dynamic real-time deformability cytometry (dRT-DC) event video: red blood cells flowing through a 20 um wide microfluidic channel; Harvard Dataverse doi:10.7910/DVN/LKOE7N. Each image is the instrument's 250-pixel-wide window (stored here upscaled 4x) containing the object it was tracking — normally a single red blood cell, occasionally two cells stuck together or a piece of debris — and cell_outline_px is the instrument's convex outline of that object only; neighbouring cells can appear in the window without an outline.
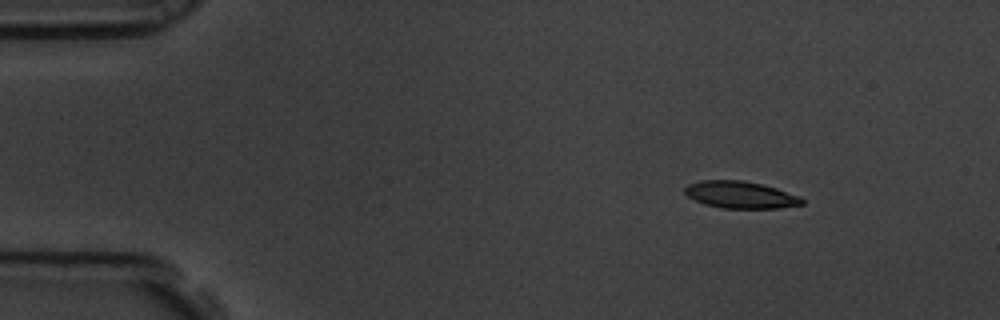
{"species": "common noctule bat (a hibernating species)", "species_latin": "Nyctalus noctula", "temperature_condition": "room temperature", "stored_images_in_passage": 52, "camera_frame_rate_fps": 3000, "um_per_image_px": 0.085, "animal": {"sex": "male", "body_mass_g": 19.5, "forearm_length_mm": 54.6}, "frame": {"image": 1, "passage_image": 1, "time_ms": 0.0, "image_size_px": [1000, 320], "cell_outline_px": [[804, 204], [780, 208], [720, 208], [704, 204], [688, 196], [684, 192], [684, 188], [688, 184], [700, 180], [740, 180], [760, 184], [776, 188], [800, 196], [804, 200]], "centroid_in_image_um": [62.93, 16.56], "position_along_channel_um": 22.1, "area_um2": 18.44}}
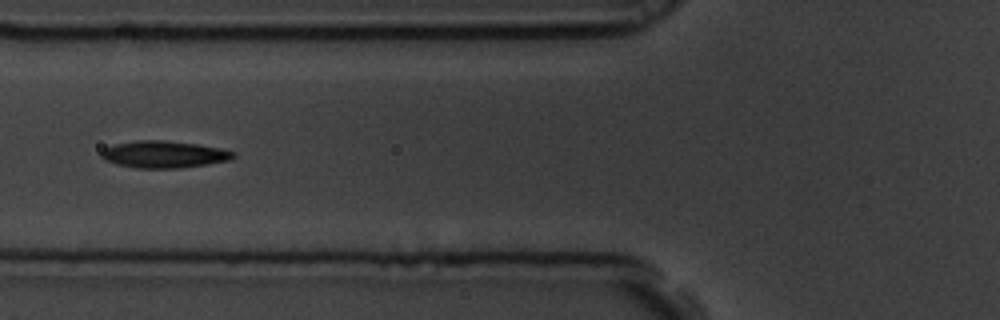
{"frame": {"image": 2, "passage_image": 16, "time_ms": 5.0, "image_size_px": [1000, 320], "cell_outline_px": [[236, 156], [232, 160], [208, 164], [180, 168], [136, 168], [116, 164], [104, 160], [100, 156], [100, 152], [104, 148], [116, 144], [136, 140], [164, 140], [196, 144], [220, 148], [236, 152]], "centroid_in_image_um": [13.94, 13.12], "position_along_channel_um": 111.9, "area_um2": 20.92}}
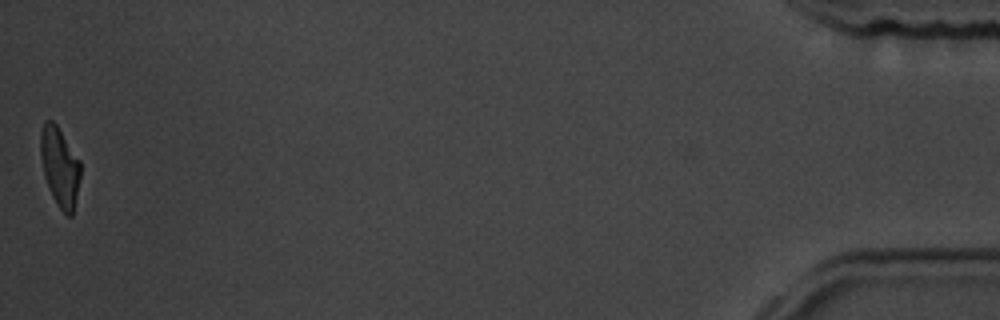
{"frame": {"image": 3, "passage_image": 52, "time_ms": 17.0, "image_size_px": [1000, 320], "cell_outline_px": [[80, 176], [72, 216], [68, 216], [56, 204], [48, 188], [44, 176], [40, 156], [40, 132], [44, 120], [52, 120], [56, 124], [80, 160]], "centroid_in_image_um": [5.06, 14.15], "position_along_channel_um": 430.1, "area_um2": 18.44}, "authors_computed_cell_mechanics": {"area_um2": 19.9121, "velocity_mm_per_s": 3.4575, "shape_relaxation_time_tau1_ms": 3.3936, "shape_relaxation_time_tau2_ms": 2.4609, "deformation_change_tau1": 0.1445, "deformation_change_tau2": 0.0948}}